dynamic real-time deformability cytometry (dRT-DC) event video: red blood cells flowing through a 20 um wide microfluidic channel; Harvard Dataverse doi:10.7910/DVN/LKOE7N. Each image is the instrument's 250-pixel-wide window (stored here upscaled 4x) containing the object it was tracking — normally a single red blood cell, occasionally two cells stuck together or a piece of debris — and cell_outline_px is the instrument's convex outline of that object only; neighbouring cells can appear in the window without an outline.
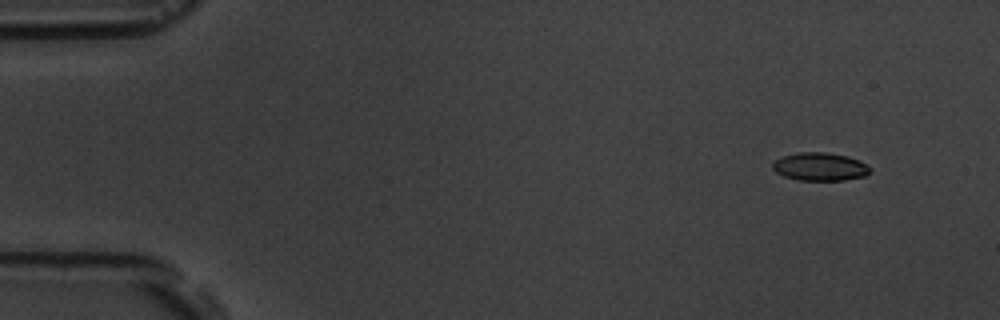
{"species": "common noctule bat (a hibernating species)", "species_latin": "Nyctalus noctula", "temperature_condition": "room temperature", "stored_images_in_passage": 4, "camera_frame_rate_fps": 3000, "um_per_image_px": 0.085, "animal": {"sex": "male", "body_mass_g": 19.5, "forearm_length_mm": 54.6}, "frame": {"image": 1, "passage_image": 1, "time_ms": 0.0, "image_size_px": [1000, 320], "cell_outline_px": [[872, 172], [864, 176], [844, 180], [800, 180], [784, 176], [776, 172], [772, 168], [772, 164], [776, 160], [784, 156], [800, 152], [824, 152], [848, 156], [860, 160], [868, 164], [872, 168]], "centroid_in_image_um": [69.76, 14.17], "position_along_channel_um": 15.2, "area_um2": 16.01}}
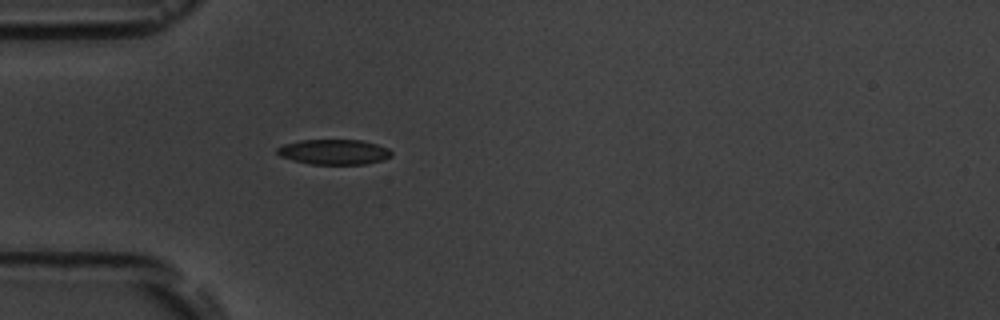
{"frame": {"image": 2, "passage_image": 4, "time_ms": 4.0, "image_size_px": [1000, 320], "cell_outline_px": [[392, 156], [384, 160], [364, 164], [308, 164], [292, 160], [280, 156], [276, 152], [276, 148], [284, 144], [300, 140], [360, 140], [376, 144], [388, 148], [392, 152]], "centroid_in_image_um": [28.38, 12.92], "position_along_channel_um": 56.6, "area_um2": 16.82}}